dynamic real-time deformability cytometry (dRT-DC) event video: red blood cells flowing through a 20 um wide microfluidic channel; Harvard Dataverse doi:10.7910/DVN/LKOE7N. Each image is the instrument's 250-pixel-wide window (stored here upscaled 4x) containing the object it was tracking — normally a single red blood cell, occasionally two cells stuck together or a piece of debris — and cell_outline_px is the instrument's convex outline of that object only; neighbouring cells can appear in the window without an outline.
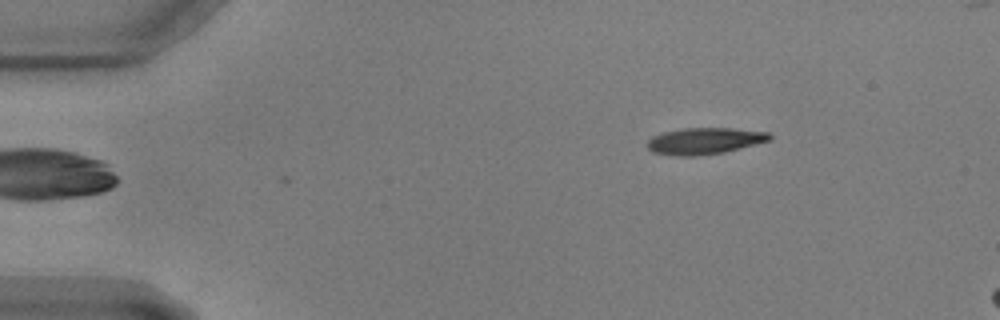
{"species": "common noctule bat (a hibernating species)", "species_latin": "Nyctalus noctula", "temperature_condition": "warm", "stored_images_in_passage": 7, "camera_frame_rate_fps": 3000, "um_per_image_px": 0.085, "animal": {"sex": "male", "body_mass_g": 17.9, "forearm_length_mm": 54.2}, "frame": {"image": 1, "passage_image": 1, "time_ms": 0.0, "image_size_px": [1000, 320], "cell_outline_px": [[772, 136], [768, 140], [740, 148], [724, 152], [696, 156], [676, 156], [652, 152], [648, 148], [648, 140], [652, 136], [664, 132], [684, 128], [732, 128], [768, 132]], "centroid_in_image_um": [59.85, 11.98], "position_along_channel_um": 25.1, "area_um2": 18.73}}